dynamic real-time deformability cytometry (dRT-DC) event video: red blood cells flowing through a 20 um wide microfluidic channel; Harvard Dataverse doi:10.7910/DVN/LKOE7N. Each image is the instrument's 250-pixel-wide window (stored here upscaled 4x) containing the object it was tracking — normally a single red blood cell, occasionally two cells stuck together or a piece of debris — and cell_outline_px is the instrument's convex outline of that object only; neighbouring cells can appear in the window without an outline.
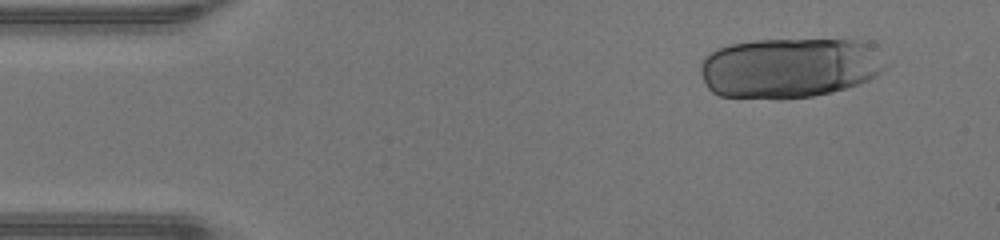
{"species": "human", "species_latin": "Homo sapiens", "temperature_condition": "warm", "stored_images_in_passage": 22, "camera_frame_rate_fps": 3000, "um_per_image_px": 0.085, "donor": {"sex": "male"}, "frame": {"image": 1, "passage_image": 4, "time_ms": 1.0, "image_size_px": [1000, 240], "cell_outline_px": [[888, 64], [876, 76], [860, 84], [832, 92], [812, 96], [720, 96], [712, 92], [704, 84], [700, 72], [700, 64], [704, 56], [708, 52], [716, 48], [728, 44], [756, 40], [872, 40]], "centroid_in_image_um": [67.15, 5.71], "position_along_channel_um": 17.9, "area_um2": 65.08}}